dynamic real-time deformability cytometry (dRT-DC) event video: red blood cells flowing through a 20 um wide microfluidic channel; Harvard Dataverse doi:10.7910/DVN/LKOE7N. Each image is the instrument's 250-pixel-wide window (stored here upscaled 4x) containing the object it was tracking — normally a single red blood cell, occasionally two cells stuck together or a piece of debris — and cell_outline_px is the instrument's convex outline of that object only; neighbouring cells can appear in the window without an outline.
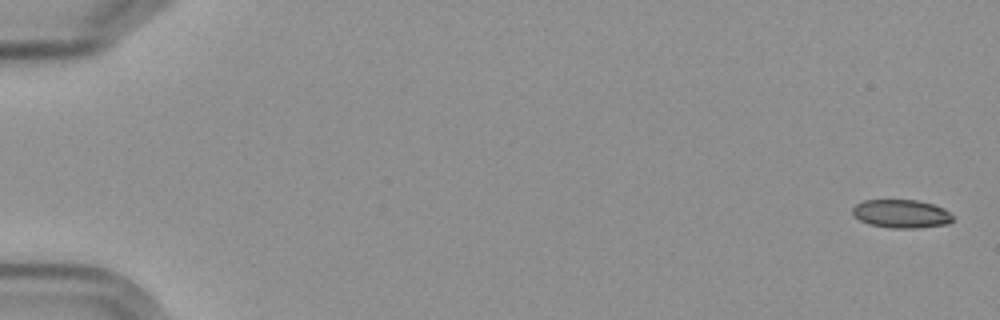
{"species": "Egyptian fruit bat (a non-hibernating species)", "species_latin": "Rousettus aegyptiacus", "temperature_condition": "cold", "stored_images_in_passage": 6, "camera_frame_rate_fps": 3000, "um_per_image_px": 0.085, "frame": {"image": 1, "passage_image": 1, "time_ms": 0.0, "image_size_px": [1000, 320], "cell_outline_px": [[952, 220], [948, 224], [920, 228], [892, 228], [868, 224], [852, 216], [852, 208], [856, 204], [864, 200], [916, 200], [932, 204], [944, 208], [952, 216]], "centroid_in_image_um": [76.58, 18.17], "position_along_channel_um": 8.4, "area_um2": 16.65}}
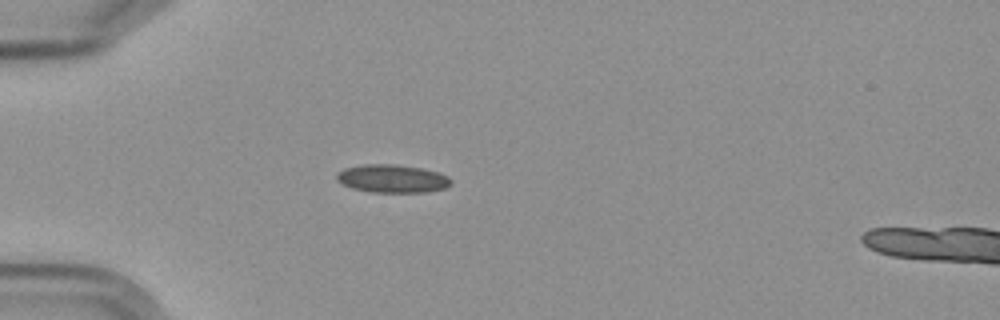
{"frame": {"image": 2, "passage_image": 5, "time_ms": 5.333, "image_size_px": [1000, 320], "cell_outline_px": [[452, 184], [444, 188], [428, 192], [368, 192], [352, 188], [336, 180], [336, 172], [344, 168], [364, 164], [392, 164], [420, 168], [436, 172], [448, 176], [452, 180]], "centroid_in_image_um": [33.32, 15.18], "position_along_channel_um": 51.7, "area_um2": 18.73}}